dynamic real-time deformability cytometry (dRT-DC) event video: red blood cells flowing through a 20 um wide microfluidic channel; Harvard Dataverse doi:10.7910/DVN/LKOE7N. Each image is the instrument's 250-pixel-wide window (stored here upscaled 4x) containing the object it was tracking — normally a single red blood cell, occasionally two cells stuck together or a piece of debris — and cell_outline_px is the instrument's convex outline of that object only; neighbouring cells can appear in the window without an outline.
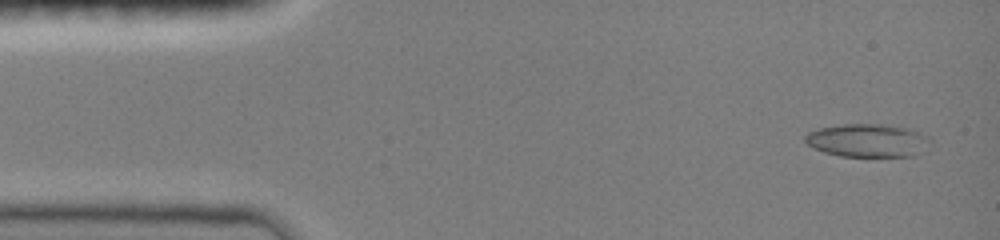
{"species": "common noctule bat (a hibernating species)", "species_latin": "Nyctalus noctula", "temperature_condition": "room temperature", "stored_images_in_passage": 25, "camera_frame_rate_fps": 3000, "um_per_image_px": 0.085, "animal": {"sex": "female", "body_mass_g": 19.0, "forearm_length_mm": 51.5}, "frame": {"image": 1, "passage_image": 2, "time_ms": 0.333, "image_size_px": [1000, 240], "cell_outline_px": [[928, 140], [920, 152], [916, 156], [840, 156], [824, 152], [812, 148], [804, 140], [804, 136], [808, 132], [820, 128], [844, 124], [880, 124], [908, 128], [920, 132]], "centroid_in_image_um": [73.67, 11.94], "position_along_channel_um": 11.3, "area_um2": 23.81}}
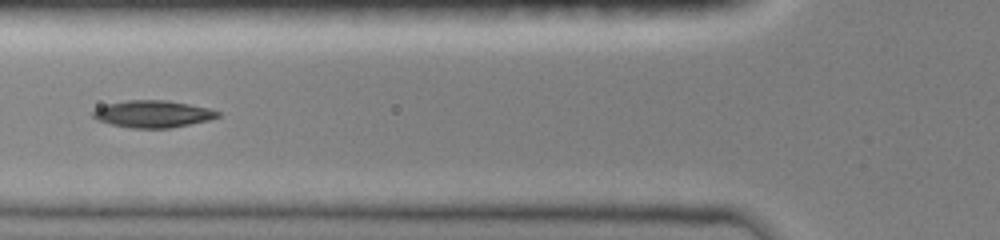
{"frame": {"image": 2, "passage_image": 16, "time_ms": 5.333, "image_size_px": [1000, 240], "cell_outline_px": [[220, 116], [208, 120], [168, 128], [132, 128], [112, 124], [96, 120], [92, 116], [92, 112], [96, 108], [108, 104], [128, 100], [168, 100], [208, 108], [220, 112]], "centroid_in_image_um": [12.97, 9.68], "position_along_channel_um": 112.8, "area_um2": 19.48}}
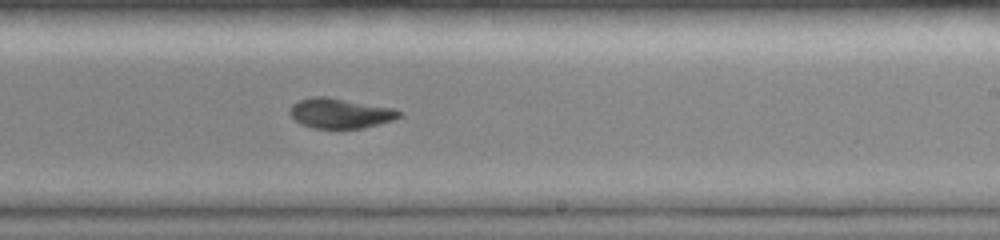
{"frame": {"image": 3, "passage_image": 25, "time_ms": 9.0, "image_size_px": [1000, 240], "cell_outline_px": [[400, 116], [392, 120], [380, 124], [364, 128], [312, 128], [300, 124], [288, 112], [292, 104], [300, 100], [312, 96], [328, 96], [396, 108], [400, 112]], "centroid_in_image_um": [28.91, 9.61], "position_along_channel_um": 260.1, "area_um2": 19.31}}